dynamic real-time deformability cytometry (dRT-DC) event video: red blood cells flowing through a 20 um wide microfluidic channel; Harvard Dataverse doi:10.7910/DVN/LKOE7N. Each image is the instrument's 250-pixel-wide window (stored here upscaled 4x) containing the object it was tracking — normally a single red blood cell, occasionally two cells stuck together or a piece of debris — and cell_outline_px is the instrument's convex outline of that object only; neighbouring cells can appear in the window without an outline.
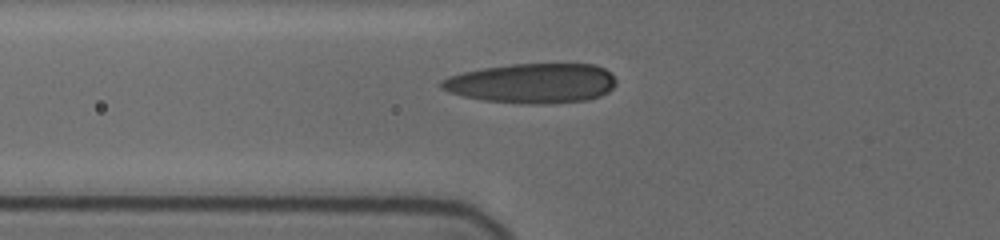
{"species": "human", "species_latin": "Homo sapiens", "temperature_condition": "cold", "stored_images_in_passage": 6, "segment_of_instrument_passage": [2, 2], "camera_frame_rate_fps": 3000, "um_per_image_px": 0.085, "donor": {"sex": "female"}, "frame": {"image": 1, "passage_image": 6, "time_ms": 2.0, "image_size_px": [1000, 240], "cell_outline_px": [[616, 84], [608, 92], [600, 96], [584, 100], [548, 104], [528, 104], [484, 100], [464, 96], [448, 92], [440, 88], [440, 80], [448, 76], [464, 72], [484, 68], [512, 64], [596, 64], [604, 68], [616, 80]], "centroid_in_image_um": [45.22, 7.08], "position_along_channel_um": 80.6, "area_um2": 40.46}}